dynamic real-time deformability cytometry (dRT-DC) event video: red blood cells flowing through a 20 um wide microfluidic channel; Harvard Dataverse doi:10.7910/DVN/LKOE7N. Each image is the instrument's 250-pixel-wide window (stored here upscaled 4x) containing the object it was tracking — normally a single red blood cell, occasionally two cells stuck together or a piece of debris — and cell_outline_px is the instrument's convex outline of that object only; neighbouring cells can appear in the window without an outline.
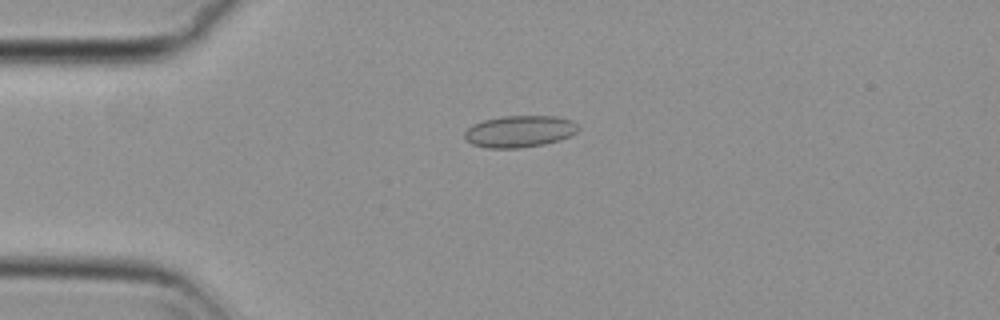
{"species": "common noctule bat (a hibernating species)", "species_latin": "Nyctalus noctula", "temperature_condition": "cold", "stored_images_in_passage": 43, "camera_frame_rate_fps": 3000, "um_per_image_px": 0.085, "animal": {"sex": "female", "body_mass_g": 29.2, "forearm_length_mm": 56.3}, "frame": {"image": 1, "passage_image": 1, "time_ms": 0.0, "image_size_px": [1000, 320], "cell_outline_px": [[580, 128], [576, 132], [560, 140], [544, 144], [520, 148], [488, 148], [472, 144], [464, 136], [464, 132], [472, 124], [484, 120], [504, 116], [556, 116], [572, 120]], "centroid_in_image_um": [44.17, 11.17], "position_along_channel_um": 40.8, "area_um2": 20.98}}
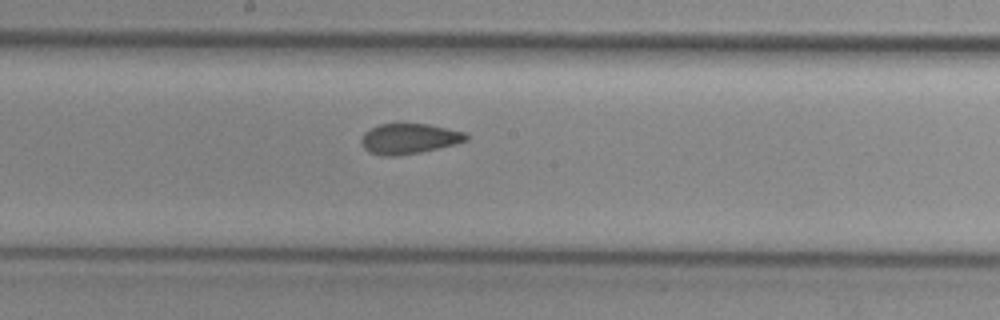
{"frame": {"image": 2, "passage_image": 17, "time_ms": 5.333, "image_size_px": [1000, 320], "cell_outline_px": [[468, 140], [456, 144], [420, 152], [396, 156], [380, 156], [368, 152], [364, 148], [360, 140], [364, 132], [380, 124], [428, 124], [464, 132], [468, 136]], "centroid_in_image_um": [34.75, 11.8], "position_along_channel_um": 213.5, "area_um2": 18.5}}
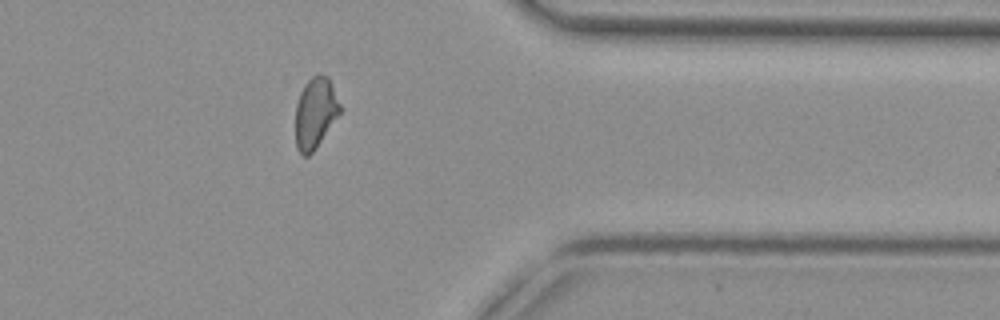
{"frame": {"image": 3, "passage_image": 32, "time_ms": 10.333, "image_size_px": [1000, 320], "cell_outline_px": [[340, 112], [316, 148], [308, 156], [304, 156], [296, 148], [296, 104], [300, 92], [304, 84], [312, 76], [320, 72], [328, 76], [340, 104]], "centroid_in_image_um": [26.79, 9.57], "position_along_channel_um": 384.6, "area_um2": 18.26}, "authors_computed_cell_mechanics": {"area_um2": 18.9006, "velocity_mm_per_s": 3.72, "shape_relaxation_time_tau1_ms": null, "shape_relaxation_time_tau2_ms": 1.5909, "deformation_change_tau1": null, "deformation_change_tau2": 0.0664}}